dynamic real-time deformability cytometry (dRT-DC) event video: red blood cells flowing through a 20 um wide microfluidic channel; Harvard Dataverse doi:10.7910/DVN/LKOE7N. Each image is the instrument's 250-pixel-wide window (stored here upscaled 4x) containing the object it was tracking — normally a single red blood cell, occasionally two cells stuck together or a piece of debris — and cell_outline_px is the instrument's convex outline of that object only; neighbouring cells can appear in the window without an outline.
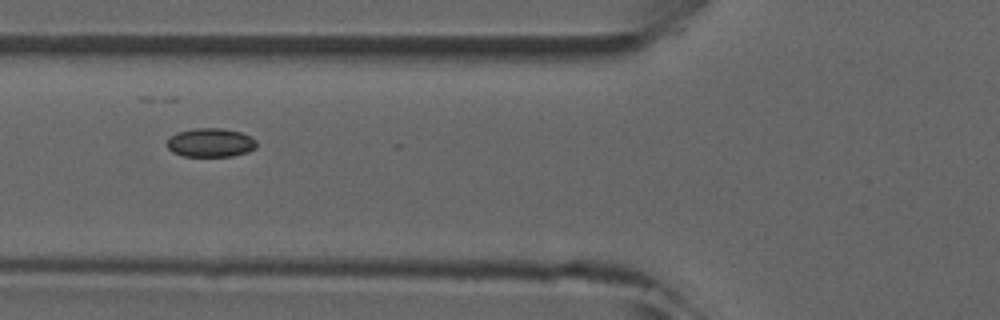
{"species": "common noctule bat (a hibernating species)", "species_latin": "Nyctalus noctula", "temperature_condition": "room temperature", "stored_images_in_passage": 3, "camera_frame_rate_fps": 3000, "um_per_image_px": 0.085, "animal": {"sex": "male", "forearm_length_mm": 52.5}, "frame": {"image": 1, "passage_image": 3, "time_ms": 3.0, "image_size_px": [1000, 320], "cell_outline_px": [[256, 148], [248, 152], [232, 156], [184, 156], [172, 152], [168, 148], [168, 140], [176, 132], [196, 128], [220, 128], [240, 132], [252, 136], [256, 140]], "centroid_in_image_um": [17.93, 12.12], "position_along_channel_um": 107.9, "area_um2": 15.03}}